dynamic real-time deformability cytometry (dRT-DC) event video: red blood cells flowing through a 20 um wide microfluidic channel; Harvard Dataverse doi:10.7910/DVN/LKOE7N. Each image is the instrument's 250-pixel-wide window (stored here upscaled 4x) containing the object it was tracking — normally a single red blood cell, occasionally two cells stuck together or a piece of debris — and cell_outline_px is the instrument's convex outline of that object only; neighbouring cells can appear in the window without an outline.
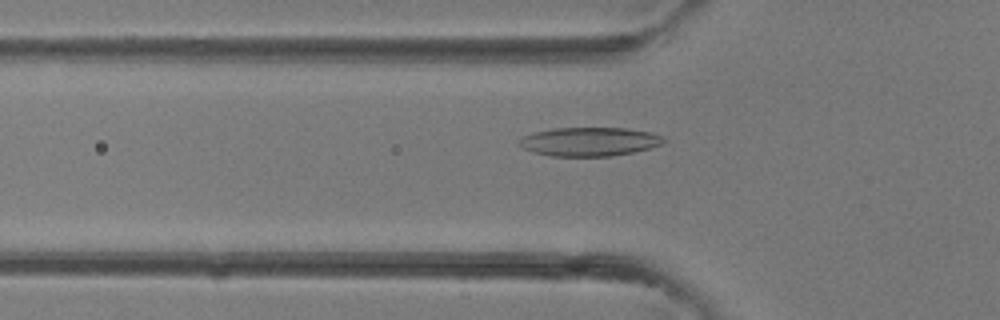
{"species": "common noctule bat (a hibernating species)", "species_latin": "Nyctalus noctula", "temperature_condition": "room temperature", "stored_images_in_passage": 21, "camera_frame_rate_fps": 3000, "um_per_image_px": 0.085, "animal": {"sex": "female"}, "frame": {"image": 1, "passage_image": 13, "time_ms": 4.0, "image_size_px": [1000, 320], "cell_outline_px": [[668, 140], [664, 144], [632, 152], [612, 156], [552, 156], [536, 152], [524, 148], [516, 144], [516, 140], [520, 136], [552, 128], [624, 128], [652, 132], [664, 136]], "centroid_in_image_um": [50.11, 12.03], "position_along_channel_um": 75.7, "area_um2": 24.45}}
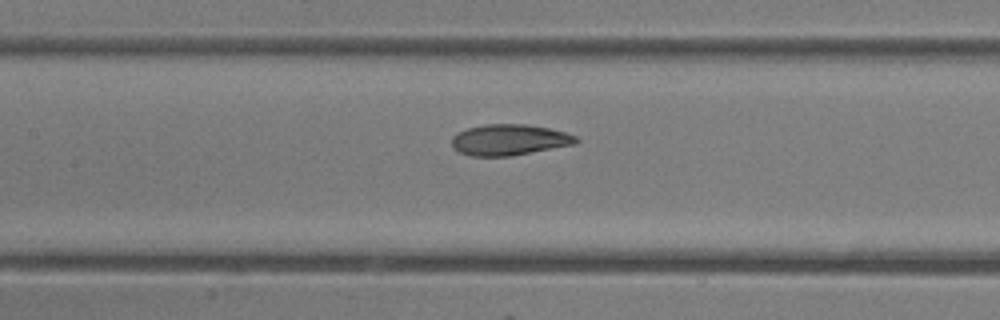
{"frame": {"image": 2, "passage_image": 18, "time_ms": 5.667, "image_size_px": [1000, 320], "cell_outline_px": [[580, 140], [576, 144], [512, 156], [472, 156], [460, 152], [452, 148], [452, 136], [456, 132], [468, 128], [484, 124], [528, 124], [548, 128], [564, 132], [576, 136]], "centroid_in_image_um": [43.28, 11.88], "position_along_channel_um": 164.1, "area_um2": 22.6}}
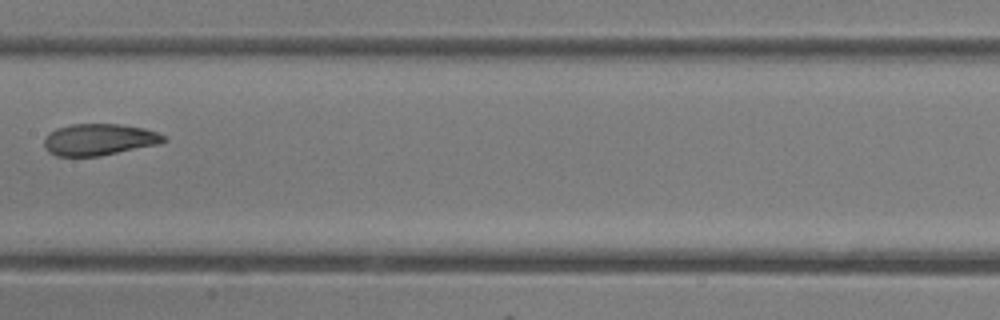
{"frame": {"image": 3, "passage_image": 20, "time_ms": 6.333, "image_size_px": [1000, 320], "cell_outline_px": [[168, 140], [160, 144], [100, 156], [56, 156], [48, 152], [44, 148], [44, 136], [48, 132], [56, 128], [72, 124], [120, 124], [144, 128], [156, 132], [164, 136]], "centroid_in_image_um": [8.39, 11.86], "position_along_channel_um": 199.0, "area_um2": 22.25}}